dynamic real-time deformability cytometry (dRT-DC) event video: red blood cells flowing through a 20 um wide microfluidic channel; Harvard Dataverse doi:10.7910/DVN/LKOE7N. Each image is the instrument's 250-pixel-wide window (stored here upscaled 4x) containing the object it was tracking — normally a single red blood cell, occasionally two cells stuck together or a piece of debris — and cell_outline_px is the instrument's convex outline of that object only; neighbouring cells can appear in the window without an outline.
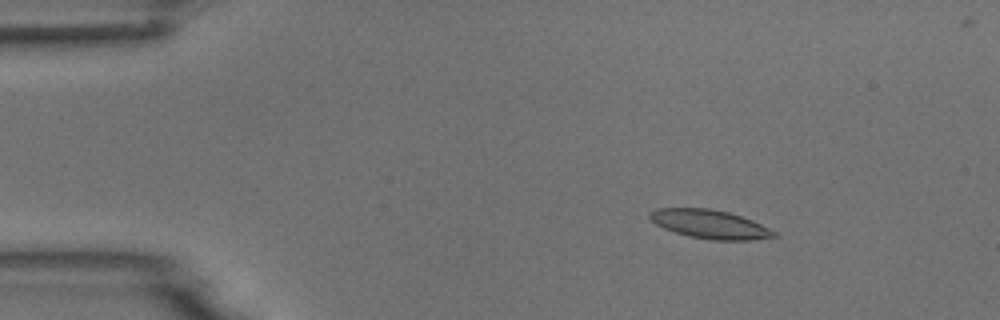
{"species": "common noctule bat (a hibernating species)", "species_latin": "Nyctalus noctula", "temperature_condition": "room temperature", "stored_images_in_passage": 54, "camera_frame_rate_fps": 3000, "um_per_image_px": 0.085, "animal": {"sex": "male", "body_mass_g": 18.8}, "frame": {"image": 1, "passage_image": 8, "time_ms": 2.333, "image_size_px": [1000, 320], "cell_outline_px": [[780, 236], [752, 240], [712, 240], [688, 236], [664, 228], [656, 224], [648, 216], [648, 212], [656, 208], [708, 208], [728, 212], [752, 220], [776, 232]], "centroid_in_image_um": [60.33, 19.06], "position_along_channel_um": 24.7, "area_um2": 20.75}}
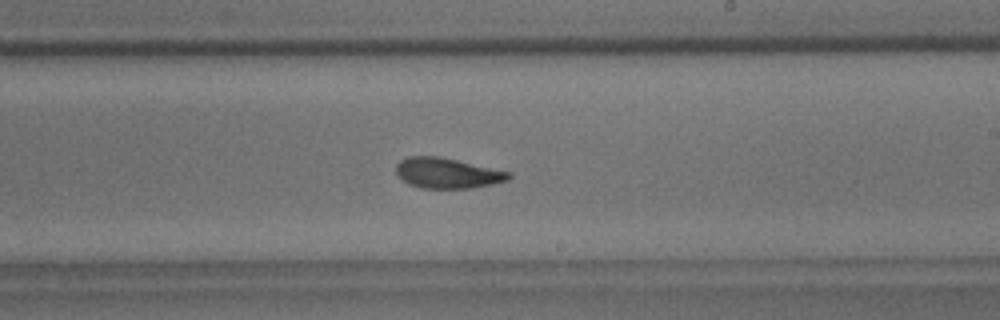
{"frame": {"image": 2, "passage_image": 32, "time_ms": 10.333, "image_size_px": [1000, 320], "cell_outline_px": [[512, 176], [508, 180], [492, 184], [472, 188], [420, 188], [408, 184], [396, 172], [396, 164], [400, 160], [408, 156], [440, 156], [512, 172]], "centroid_in_image_um": [38.04, 14.71], "position_along_channel_um": 251.0, "area_um2": 20.06}}
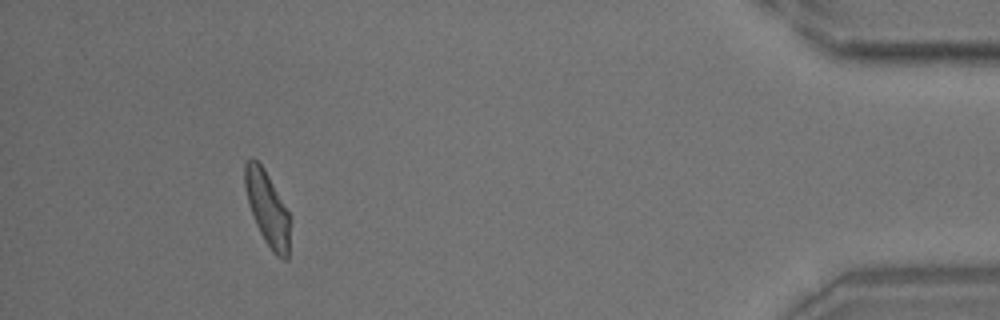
{"frame": {"image": 3, "passage_image": 50, "time_ms": 16.333, "image_size_px": [1000, 320], "cell_outline_px": [[288, 260], [284, 260], [276, 256], [272, 252], [264, 240], [256, 224], [244, 188], [244, 164], [252, 156], [264, 168], [288, 212]], "centroid_in_image_um": [22.69, 17.7], "position_along_channel_um": 412.5, "area_um2": 19.02}, "authors_computed_cell_mechanics": {"area_um2": 20.2878, "velocity_mm_per_s": 3.7, "shape_relaxation_time_tau1_ms": 4.1904, "shape_relaxation_time_tau2_ms": 2.8565, "deformation_change_tau1": 0.1477, "deformation_change_tau2": 0.1021}}